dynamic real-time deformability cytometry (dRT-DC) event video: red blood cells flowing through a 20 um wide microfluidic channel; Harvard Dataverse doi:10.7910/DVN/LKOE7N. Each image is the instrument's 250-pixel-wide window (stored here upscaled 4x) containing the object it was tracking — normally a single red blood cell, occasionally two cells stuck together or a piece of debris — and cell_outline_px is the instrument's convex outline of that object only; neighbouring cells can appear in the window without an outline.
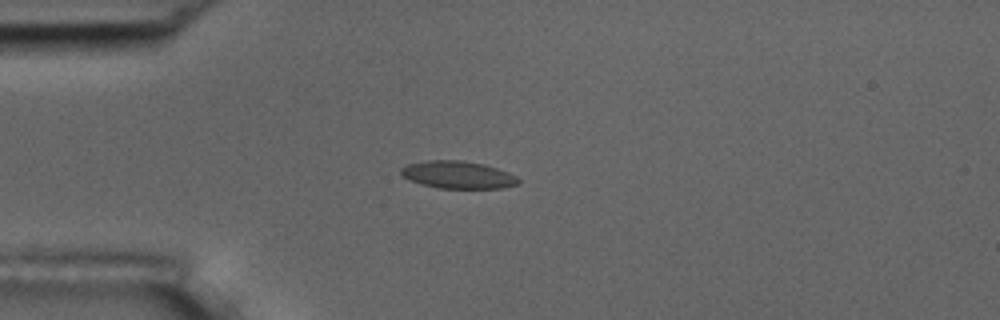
{"species": "common noctule bat (a hibernating species)", "species_latin": "Nyctalus noctula", "temperature_condition": "room temperature", "stored_images_in_passage": 6, "camera_frame_rate_fps": 3000, "um_per_image_px": 0.085, "animal": {"sex": "male", "body_mass_g": 17.5, "forearm_length_mm": 52.3}, "frame": {"image": 1, "passage_image": 4, "time_ms": 4.333, "image_size_px": [1000, 320], "cell_outline_px": [[520, 184], [500, 188], [436, 188], [412, 180], [404, 176], [400, 172], [400, 168], [408, 164], [428, 160], [460, 160], [484, 164], [508, 172], [516, 176], [520, 180]], "centroid_in_image_um": [38.95, 14.85], "position_along_channel_um": 46.0, "area_um2": 18.61}}
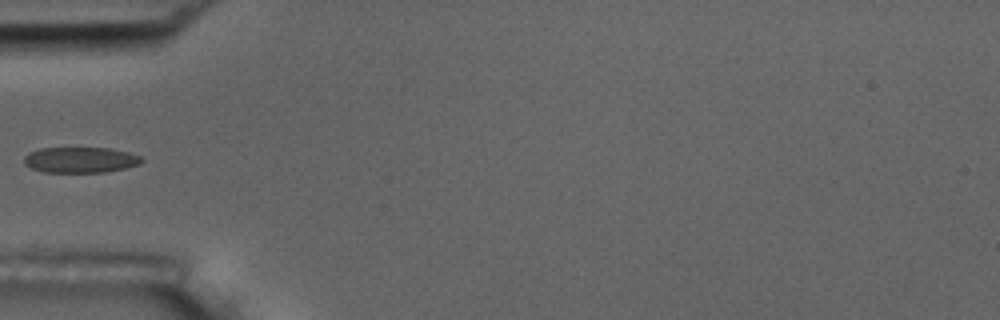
{"frame": {"image": 2, "passage_image": 5, "time_ms": 5.667, "image_size_px": [1000, 320], "cell_outline_px": [[144, 160], [140, 164], [124, 168], [104, 172], [44, 172], [32, 168], [24, 164], [24, 156], [28, 152], [40, 148], [108, 148], [128, 152], [140, 156]], "centroid_in_image_um": [6.81, 13.59], "position_along_channel_um": 78.2, "area_um2": 17.57}}